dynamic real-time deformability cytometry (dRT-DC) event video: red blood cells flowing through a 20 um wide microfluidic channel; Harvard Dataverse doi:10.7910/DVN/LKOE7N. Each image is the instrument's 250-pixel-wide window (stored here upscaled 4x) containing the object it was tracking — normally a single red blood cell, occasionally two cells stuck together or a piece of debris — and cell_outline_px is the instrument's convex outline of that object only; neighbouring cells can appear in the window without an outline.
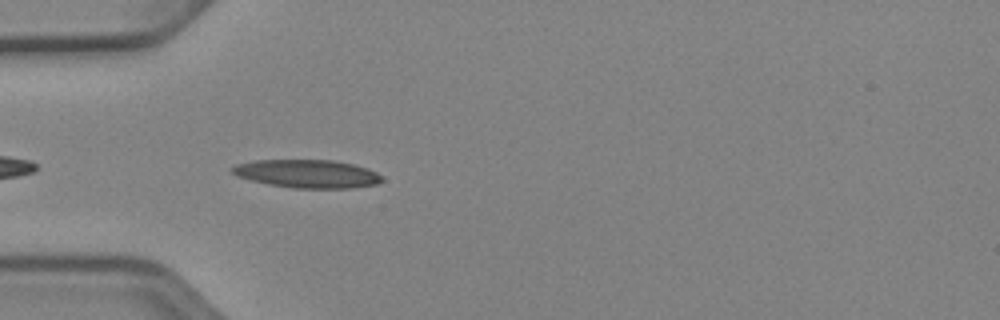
{"species": "Egyptian fruit bat (a non-hibernating species)", "species_latin": "Rousettus aegyptiacus", "temperature_condition": "cold", "stored_images_in_passage": 7, "camera_frame_rate_fps": 3000, "um_per_image_px": 0.085, "animal": {"sex": "female"}, "frame": {"image": 1, "passage_image": 3, "time_ms": 0.667, "image_size_px": [1000, 320], "cell_outline_px": [[384, 180], [376, 184], [352, 188], [292, 188], [268, 184], [236, 176], [232, 172], [232, 168], [236, 164], [256, 160], [332, 160], [352, 164], [376, 172]], "centroid_in_image_um": [26.1, 14.77], "position_along_channel_um": 58.9, "area_um2": 24.39}}